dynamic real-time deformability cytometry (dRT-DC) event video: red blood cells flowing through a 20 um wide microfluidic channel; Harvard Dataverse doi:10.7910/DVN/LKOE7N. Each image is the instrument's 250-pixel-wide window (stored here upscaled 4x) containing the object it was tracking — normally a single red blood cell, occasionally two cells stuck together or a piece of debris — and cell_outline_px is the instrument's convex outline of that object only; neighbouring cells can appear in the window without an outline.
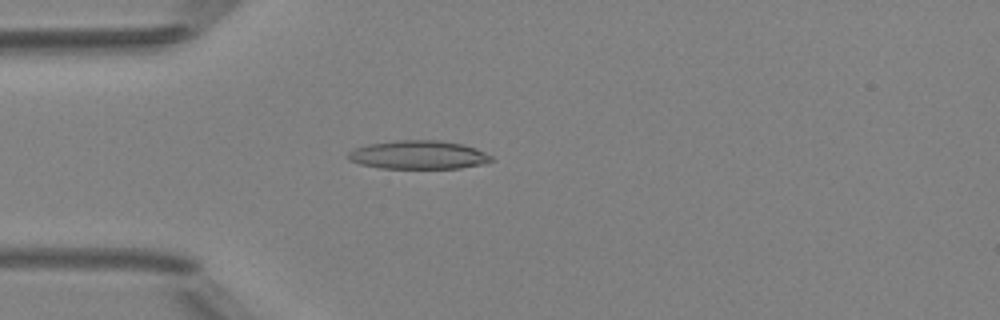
{"species": "Egyptian fruit bat (a non-hibernating species)", "species_latin": "Rousettus aegyptiacus", "temperature_condition": "room temperature", "stored_images_in_passage": 4, "camera_frame_rate_fps": 3000, "um_per_image_px": 0.085, "animal": {"sex": "female"}, "frame": {"image": 1, "passage_image": 4, "time_ms": 4.333, "image_size_px": [1000, 320], "cell_outline_px": [[492, 160], [484, 164], [460, 168], [380, 168], [360, 164], [348, 160], [344, 156], [352, 148], [368, 144], [396, 140], [440, 140], [464, 144], [476, 148], [492, 156]], "centroid_in_image_um": [35.52, 13.16], "position_along_channel_um": 49.5, "area_um2": 24.1}}